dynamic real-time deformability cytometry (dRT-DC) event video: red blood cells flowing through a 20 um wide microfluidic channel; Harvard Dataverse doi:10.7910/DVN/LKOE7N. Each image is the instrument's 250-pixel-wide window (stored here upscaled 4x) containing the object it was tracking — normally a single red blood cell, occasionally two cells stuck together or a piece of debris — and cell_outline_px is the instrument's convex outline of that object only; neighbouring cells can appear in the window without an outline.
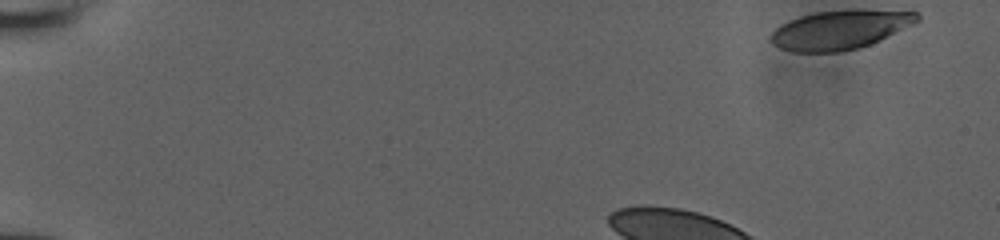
{"species": "human", "species_latin": "Homo sapiens", "temperature_condition": "room temperature", "stored_images_in_passage": 37, "camera_frame_rate_fps": 3000, "um_per_image_px": 0.085, "donor": {"sex": "male"}, "frame": {"image": 1, "passage_image": 1, "time_ms": 0.0, "image_size_px": [1000, 240], "cell_outline_px": [[920, 20], [912, 24], [868, 44], [856, 48], [840, 52], [792, 52], [780, 48], [772, 44], [768, 40], [772, 32], [780, 24], [788, 20], [800, 16], [816, 12], [920, 12]], "centroid_in_image_um": [71.25, 2.57], "position_along_channel_um": 13.7, "area_um2": 31.96}}
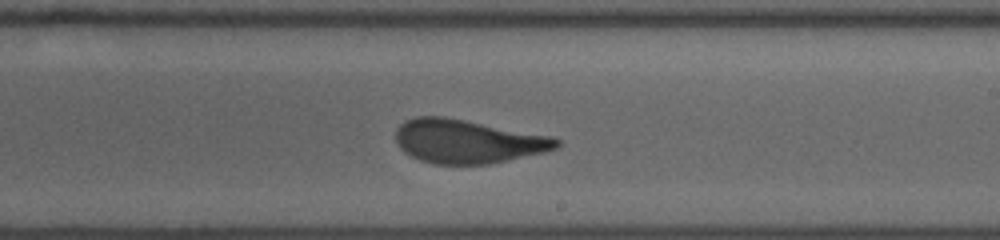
{"frame": {"image": 2, "passage_image": 25, "time_ms": 8.0, "image_size_px": [1000, 240], "cell_outline_px": [[560, 144], [556, 148], [544, 152], [488, 164], [432, 164], [420, 160], [404, 152], [400, 148], [396, 140], [396, 128], [404, 120], [416, 116], [444, 116], [552, 136], [560, 140]], "centroid_in_image_um": [39.71, 12.01], "position_along_channel_um": 249.3, "area_um2": 40.92}}
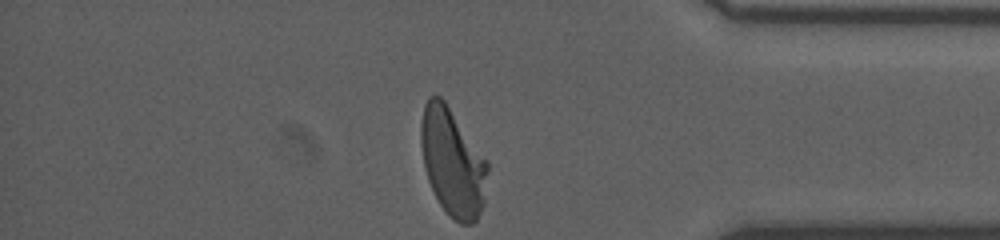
{"frame": {"image": 3, "passage_image": 37, "time_ms": 12.0, "image_size_px": [1000, 240], "cell_outline_px": [[488, 172], [484, 204], [476, 220], [472, 224], [460, 224], [440, 204], [428, 180], [424, 168], [420, 140], [420, 124], [424, 104], [428, 96], [440, 96], [444, 100], [488, 160]], "centroid_in_image_um": [38.47, 13.77], "position_along_channel_um": 396.7, "area_um2": 41.91}}